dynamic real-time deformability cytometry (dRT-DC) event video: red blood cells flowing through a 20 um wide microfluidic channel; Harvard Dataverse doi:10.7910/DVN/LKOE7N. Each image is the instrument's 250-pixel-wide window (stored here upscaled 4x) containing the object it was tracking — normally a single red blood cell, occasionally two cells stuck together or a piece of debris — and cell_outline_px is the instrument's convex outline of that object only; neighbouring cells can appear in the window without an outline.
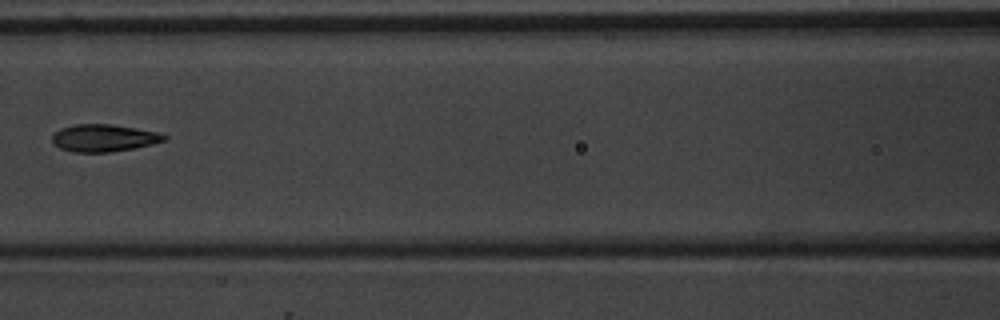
{"species": "common noctule bat (a hibernating species)", "species_latin": "Nyctalus noctula", "temperature_condition": "warm", "stored_images_in_passage": 7, "camera_frame_rate_fps": 3000, "um_per_image_px": 0.085, "animal": {"sex": "male", "body_mass_g": 20.1, "forearm_length_mm": 53.5}, "frame": {"image": 1, "passage_image": 6, "time_ms": 6.0, "image_size_px": [1000, 320], "cell_outline_px": [[168, 140], [152, 144], [132, 148], [108, 152], [76, 152], [60, 148], [52, 140], [52, 136], [60, 128], [76, 124], [112, 124], [160, 132], [168, 136]], "centroid_in_image_um": [8.87, 11.71], "position_along_channel_um": 157.7, "area_um2": 17.74}}
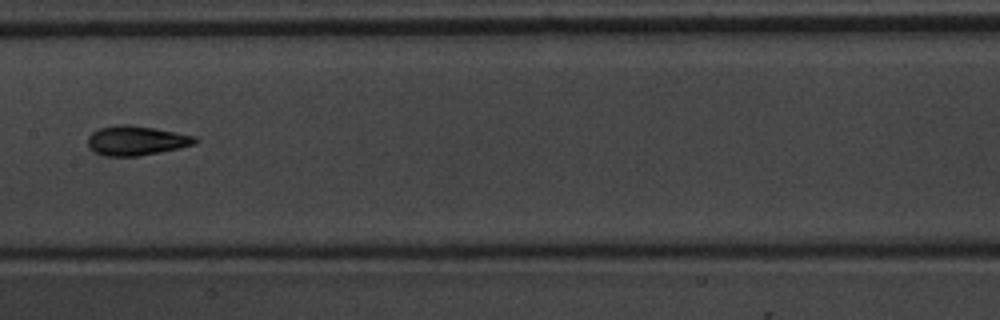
{"frame": {"image": 2, "passage_image": 7, "time_ms": 7.0, "image_size_px": [1000, 320], "cell_outline_px": [[200, 140], [196, 144], [180, 148], [136, 156], [104, 156], [88, 148], [88, 136], [92, 132], [100, 128], [120, 124], [128, 124], [152, 128], [196, 136]], "centroid_in_image_um": [11.59, 11.95], "position_along_channel_um": 195.8, "area_um2": 18.38}}